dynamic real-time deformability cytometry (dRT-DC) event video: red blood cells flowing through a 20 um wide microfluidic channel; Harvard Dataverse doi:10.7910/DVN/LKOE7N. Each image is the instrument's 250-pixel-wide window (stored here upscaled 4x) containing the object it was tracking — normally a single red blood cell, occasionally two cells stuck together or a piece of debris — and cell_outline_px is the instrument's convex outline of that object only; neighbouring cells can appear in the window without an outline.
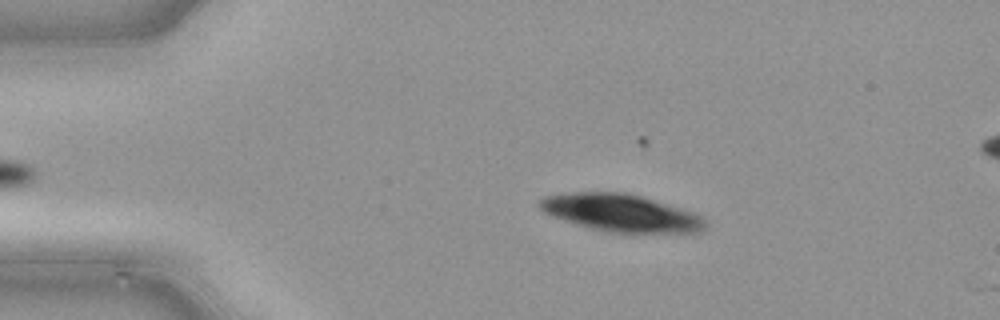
{"species": "common noctule bat (a hibernating species)", "species_latin": "Nyctalus noctula", "temperature_condition": "cold", "stored_images_in_passage": 10, "camera_frame_rate_fps": 3000, "um_per_image_px": 0.085, "animal": {"sex": "male", "body_mass_g": 21.5, "forearm_length_mm": 52.0}, "frame": {"image": 1, "passage_image": 9, "time_ms": 2.667, "image_size_px": [1000, 320], "cell_outline_px": [[704, 224], [696, 232], [628, 236], [604, 232], [588, 228], [552, 216], [544, 212], [536, 204], [544, 196], [568, 192], [624, 192], [640, 196], [692, 212], [700, 216], [704, 220]], "centroid_in_image_um": [52.72, 18.14], "position_along_channel_um": 32.3, "area_um2": 36.82}}